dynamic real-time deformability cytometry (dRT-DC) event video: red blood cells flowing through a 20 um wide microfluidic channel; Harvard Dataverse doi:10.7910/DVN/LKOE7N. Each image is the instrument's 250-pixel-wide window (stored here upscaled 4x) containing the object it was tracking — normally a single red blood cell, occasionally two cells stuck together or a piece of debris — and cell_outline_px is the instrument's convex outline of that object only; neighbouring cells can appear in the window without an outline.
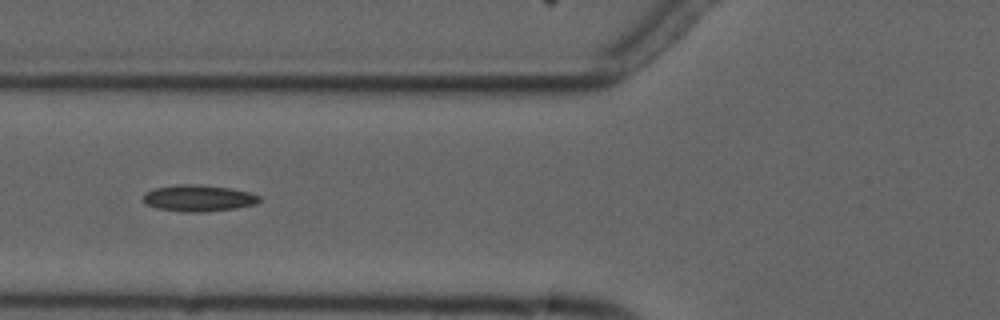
{"species": "common noctule bat (a hibernating species)", "species_latin": "Nyctalus noctula", "temperature_condition": "cold", "stored_images_in_passage": 7, "camera_frame_rate_fps": 3000, "um_per_image_px": 0.085, "animal": {"sex": "male", "forearm_length_mm": 52.5}, "frame": {"image": 1, "passage_image": 5, "time_ms": 5.333, "image_size_px": [1000, 320], "cell_outline_px": [[260, 200], [256, 204], [236, 208], [204, 212], [184, 212], [156, 208], [144, 204], [144, 192], [156, 188], [176, 184], [200, 184], [232, 188], [248, 192], [260, 196]], "centroid_in_image_um": [16.86, 16.84], "position_along_channel_um": 108.9, "area_um2": 18.09}}
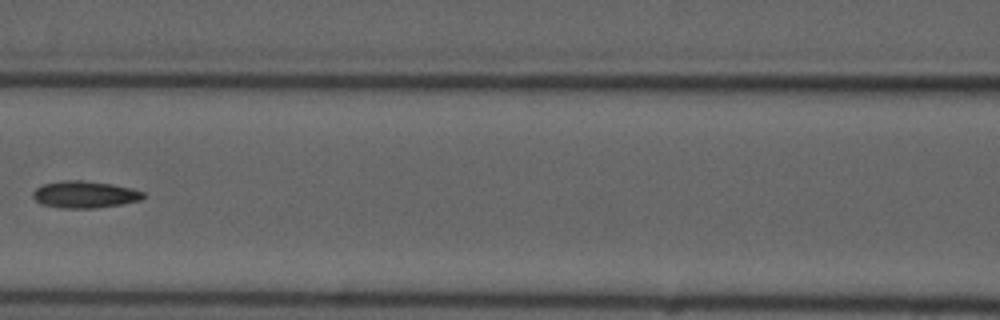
{"frame": {"image": 2, "passage_image": 6, "time_ms": 6.667, "image_size_px": [1000, 320], "cell_outline_px": [[144, 196], [140, 200], [120, 204], [96, 208], [64, 208], [40, 204], [32, 196], [32, 192], [36, 188], [44, 184], [60, 180], [84, 180], [112, 184], [132, 188], [144, 192]], "centroid_in_image_um": [7.18, 16.52], "position_along_channel_um": 159.4, "area_um2": 17.34}}
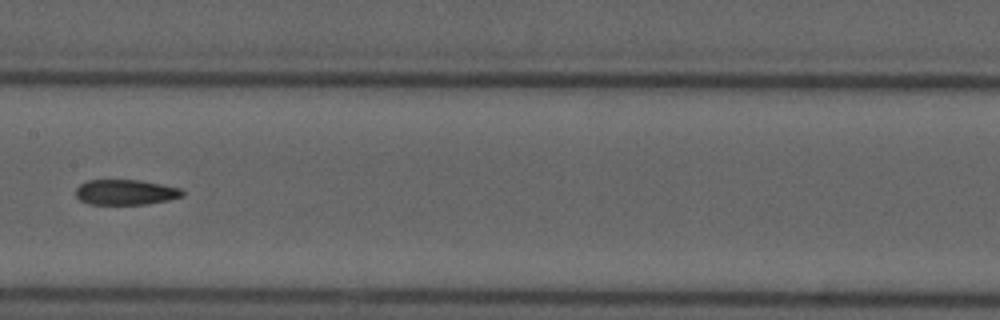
{"frame": {"image": 3, "passage_image": 7, "time_ms": 7.667, "image_size_px": [1000, 320], "cell_outline_px": [[184, 196], [168, 200], [144, 204], [88, 204], [80, 200], [76, 196], [76, 188], [80, 184], [88, 180], [140, 180], [180, 188], [184, 192]], "centroid_in_image_um": [10.66, 16.34], "position_along_channel_um": 196.7, "area_um2": 15.66}}